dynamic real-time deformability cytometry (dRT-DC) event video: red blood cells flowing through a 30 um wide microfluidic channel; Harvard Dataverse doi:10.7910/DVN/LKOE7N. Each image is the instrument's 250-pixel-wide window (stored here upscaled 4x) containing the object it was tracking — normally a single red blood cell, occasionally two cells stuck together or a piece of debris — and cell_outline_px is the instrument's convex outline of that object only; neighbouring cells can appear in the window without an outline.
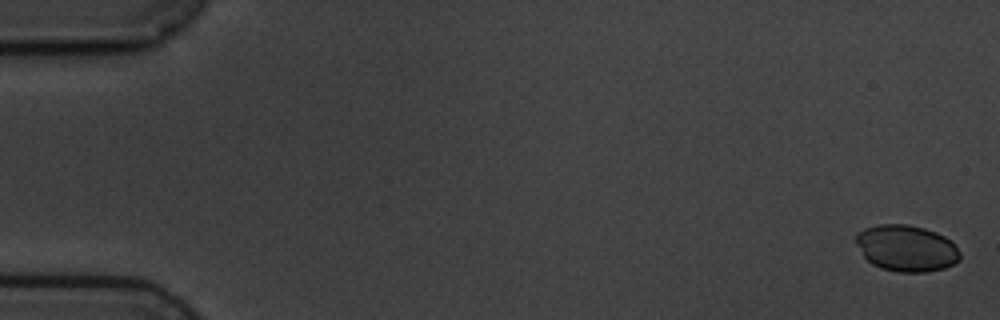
{"species": "common noctule bat (a hibernating species)", "species_latin": "Nyctalus noctula", "temperature_condition": "cold", "stored_images_in_passage": 6, "camera_frame_rate_fps": 3000, "um_per_image_px": 0.085, "animal": {"sex": "male", "body_mass_g": 19.5, "forearm_length_mm": 54.6}, "frame": {"image": 1, "passage_image": 1, "time_ms": 0.0, "image_size_px": [1000, 320], "cell_outline_px": [[960, 260], [944, 268], [924, 272], [900, 272], [880, 268], [872, 264], [864, 256], [856, 244], [856, 232], [864, 228], [880, 224], [908, 224], [924, 228], [936, 232], [952, 240], [956, 244], [960, 252]], "centroid_in_image_um": [77.05, 21.09], "position_along_channel_um": 7.9, "area_um2": 28.32}}